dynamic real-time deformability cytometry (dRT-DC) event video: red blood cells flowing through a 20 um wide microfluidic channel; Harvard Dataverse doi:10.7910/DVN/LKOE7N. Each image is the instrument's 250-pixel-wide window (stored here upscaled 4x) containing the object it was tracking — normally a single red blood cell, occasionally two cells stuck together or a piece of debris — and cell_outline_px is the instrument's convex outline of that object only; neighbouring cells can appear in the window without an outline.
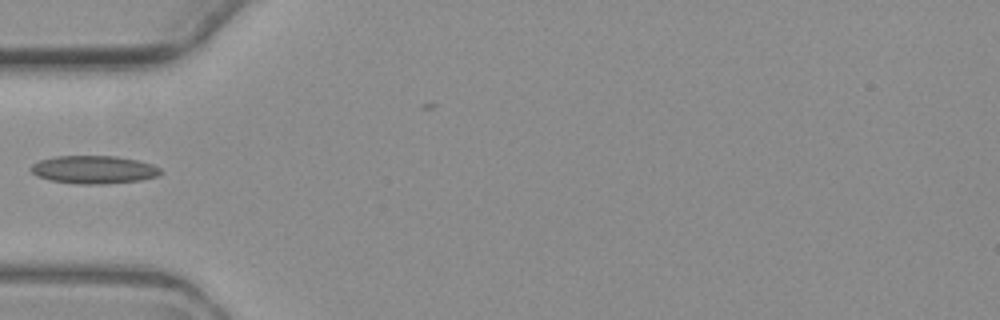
{"species": "common noctule bat (a hibernating species)", "species_latin": "Nyctalus noctula", "temperature_condition": "warm", "stored_images_in_passage": 4, "camera_frame_rate_fps": 3000, "um_per_image_px": 0.085, "animal": {"sex": "female", "body_mass_g": 19.3, "forearm_length_mm": 54.1}, "frame": {"image": 1, "passage_image": 4, "time_ms": 3.667, "image_size_px": [1000, 320], "cell_outline_px": [[164, 172], [156, 176], [140, 180], [100, 184], [76, 184], [48, 180], [36, 176], [28, 168], [32, 164], [40, 160], [56, 156], [116, 156], [136, 160], [152, 164], [160, 168]], "centroid_in_image_um": [7.94, 14.42], "position_along_channel_um": 77.1, "area_um2": 21.21}}